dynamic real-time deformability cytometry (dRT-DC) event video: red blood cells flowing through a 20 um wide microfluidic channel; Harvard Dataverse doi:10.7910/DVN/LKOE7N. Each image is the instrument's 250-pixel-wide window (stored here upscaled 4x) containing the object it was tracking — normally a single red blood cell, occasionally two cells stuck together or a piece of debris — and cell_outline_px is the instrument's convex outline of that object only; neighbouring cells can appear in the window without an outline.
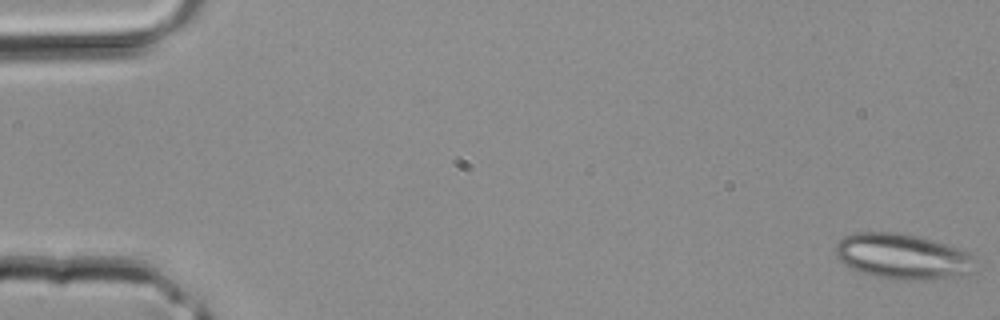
{"species": "common noctule bat (a hibernating species)", "species_latin": "Nyctalus noctula", "temperature_condition": "room temperature", "stored_images_in_passage": 11, "camera_frame_rate_fps": 3000, "um_per_image_px": 0.085, "animal": {"sex": "male", "body_mass_g": 20.4}, "frame": {"image": 1, "passage_image": 1, "time_ms": 0.0, "image_size_px": [1000, 320], "cell_outline_px": [[980, 272], [920, 280], [896, 280], [872, 276], [860, 272], [844, 264], [836, 256], [836, 244], [844, 236], [856, 232], [900, 232], [948, 244], [968, 252], [972, 256]], "centroid_in_image_um": [76.74, 21.8], "position_along_channel_um": 8.3, "area_um2": 37.28}}